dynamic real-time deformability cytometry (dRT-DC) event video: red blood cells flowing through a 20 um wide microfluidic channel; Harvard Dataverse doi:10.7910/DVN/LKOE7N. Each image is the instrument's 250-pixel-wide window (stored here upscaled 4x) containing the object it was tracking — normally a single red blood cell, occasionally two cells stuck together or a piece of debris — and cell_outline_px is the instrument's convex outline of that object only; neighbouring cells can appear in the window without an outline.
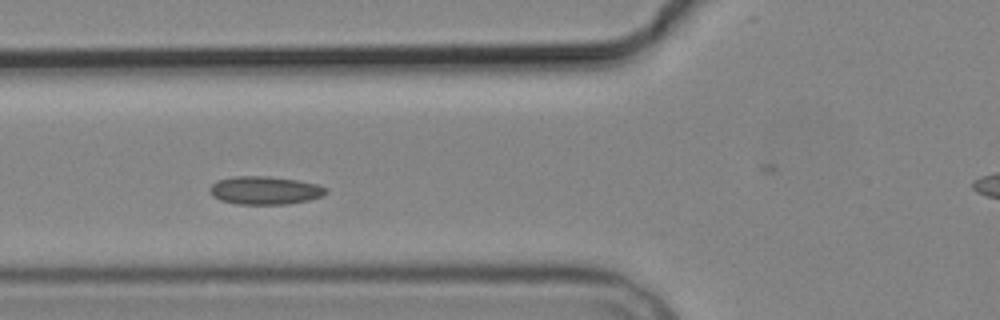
{"species": "common noctule bat (a hibernating species)", "species_latin": "Nyctalus noctula", "temperature_condition": "cold", "stored_images_in_passage": 8, "segment_of_instrument_passage": [1, 2], "camera_frame_rate_fps": 3000, "um_per_image_px": 0.085, "animal": {"sex": "male", "body_mass_g": 19.2, "forearm_length_mm": 51.8}, "frame": {"image": 1, "passage_image": 5, "time_ms": 4.667, "image_size_px": [1000, 320], "cell_outline_px": [[328, 192], [320, 196], [308, 200], [288, 204], [236, 204], [220, 200], [212, 196], [208, 192], [208, 188], [216, 180], [232, 176], [268, 176], [300, 180], [316, 184], [328, 188]], "centroid_in_image_um": [22.47, 16.17], "position_along_channel_um": 103.3, "area_um2": 19.31}}
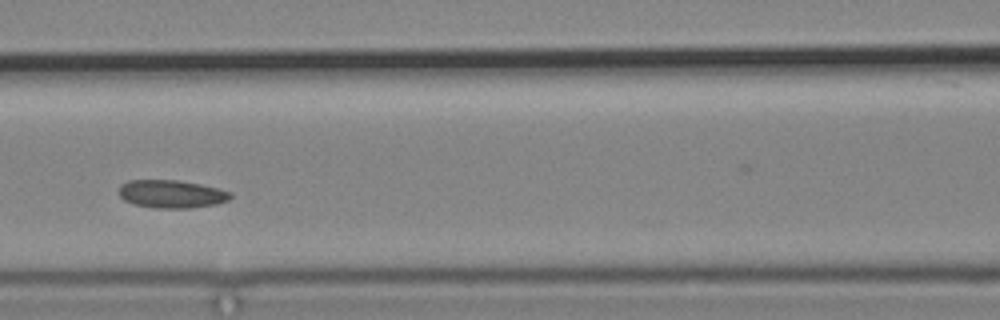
{"frame": {"image": 2, "passage_image": 6, "time_ms": 6.0, "image_size_px": [1000, 320], "cell_outline_px": [[232, 196], [228, 200], [216, 204], [188, 208], [152, 208], [132, 204], [124, 200], [120, 196], [120, 184], [128, 180], [176, 180], [200, 184], [232, 192]], "centroid_in_image_um": [14.55, 16.49], "position_along_channel_um": 152.0, "area_um2": 18.21}}
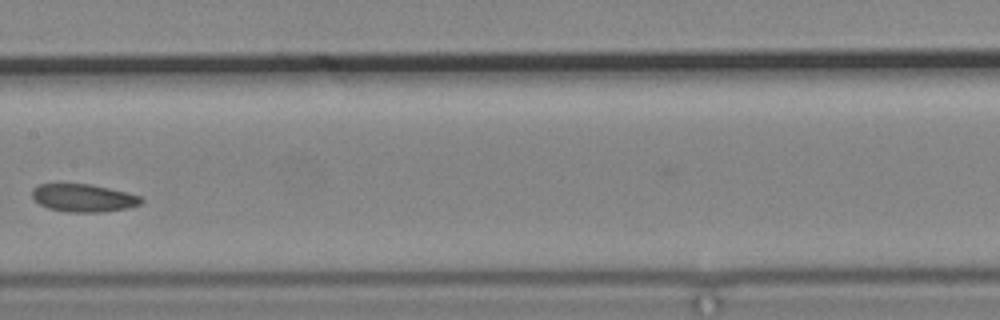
{"frame": {"image": 3, "passage_image": 7, "time_ms": 7.333, "image_size_px": [1000, 320], "cell_outline_px": [[144, 200], [140, 204], [128, 208], [100, 212], [68, 212], [48, 208], [40, 204], [32, 196], [32, 188], [40, 184], [88, 184], [108, 188], [140, 196]], "centroid_in_image_um": [7.08, 16.83], "position_along_channel_um": 200.3, "area_um2": 17.46}}